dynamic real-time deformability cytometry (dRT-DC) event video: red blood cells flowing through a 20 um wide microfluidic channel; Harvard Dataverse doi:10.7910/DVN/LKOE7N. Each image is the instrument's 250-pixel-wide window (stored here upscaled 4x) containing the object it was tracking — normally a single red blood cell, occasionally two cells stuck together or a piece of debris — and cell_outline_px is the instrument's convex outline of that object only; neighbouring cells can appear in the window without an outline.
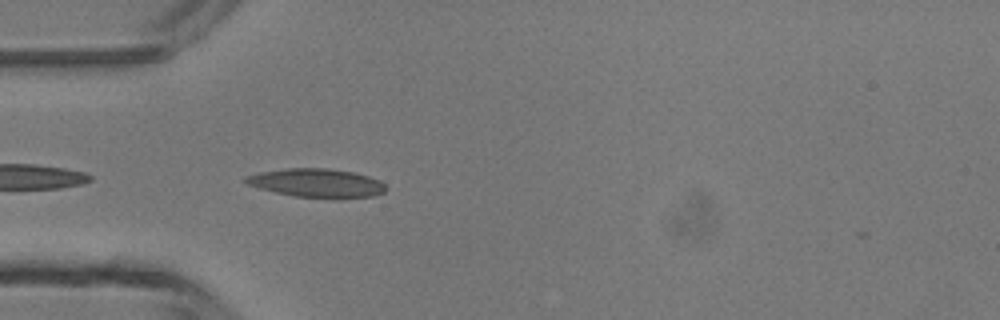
{"species": "common noctule bat (a hibernating species)", "species_latin": "Nyctalus noctula", "temperature_condition": "room temperature", "stored_images_in_passage": 32, "camera_frame_rate_fps": 3000, "um_per_image_px": 0.085, "animal": {"sex": "male", "body_mass_g": 13.3}, "frame": {"image": 1, "passage_image": 2, "time_ms": 0.333, "image_size_px": [1000, 320], "cell_outline_px": [[388, 188], [384, 192], [372, 196], [340, 200], [292, 196], [260, 188], [248, 184], [244, 180], [244, 176], [260, 172], [288, 168], [328, 168], [352, 172], [368, 176], [380, 180]], "centroid_in_image_um": [26.97, 15.58], "position_along_channel_um": 58.0, "area_um2": 23.81}}
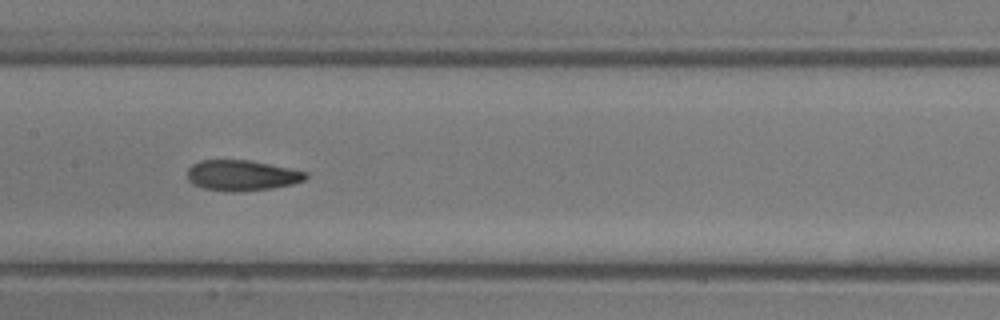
{"frame": {"image": 2, "passage_image": 11, "time_ms": 3.333, "image_size_px": [1000, 320], "cell_outline_px": [[308, 176], [304, 180], [292, 184], [272, 188], [240, 192], [228, 192], [204, 188], [192, 184], [188, 180], [188, 168], [192, 164], [200, 160], [248, 160], [288, 168], [304, 172]], "centroid_in_image_um": [20.5, 14.92], "position_along_channel_um": 186.9, "area_um2": 20.98}}
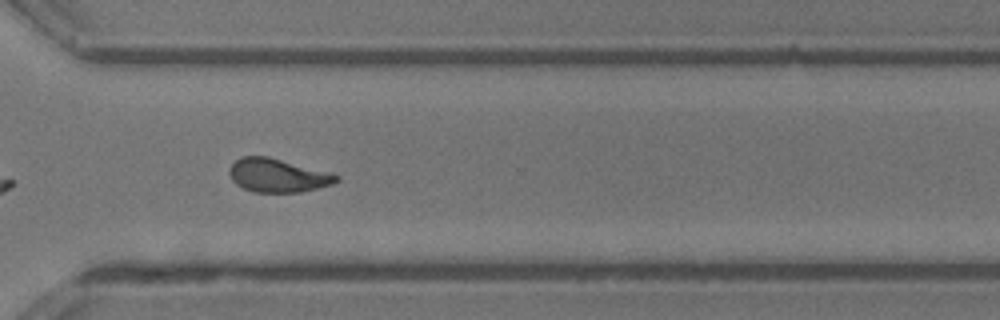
{"frame": {"image": 3, "passage_image": 22, "time_ms": 7.0, "image_size_px": [1000, 320], "cell_outline_px": [[340, 180], [332, 184], [300, 192], [252, 192], [236, 184], [232, 180], [228, 172], [232, 164], [240, 156], [268, 156], [332, 172], [340, 176]], "centroid_in_image_um": [23.62, 14.9], "position_along_channel_um": 347.0, "area_um2": 21.1}, "authors_computed_cell_mechanics": {"area_um2": 20.8947, "velocity_mm_per_s": 4.3867, "shape_relaxation_time_tau1_ms": 5.4423, "shape_relaxation_time_tau2_ms": 2.0497, "deformation_change_tau1": 0.1853, "deformation_change_tau2": 0.0877}}